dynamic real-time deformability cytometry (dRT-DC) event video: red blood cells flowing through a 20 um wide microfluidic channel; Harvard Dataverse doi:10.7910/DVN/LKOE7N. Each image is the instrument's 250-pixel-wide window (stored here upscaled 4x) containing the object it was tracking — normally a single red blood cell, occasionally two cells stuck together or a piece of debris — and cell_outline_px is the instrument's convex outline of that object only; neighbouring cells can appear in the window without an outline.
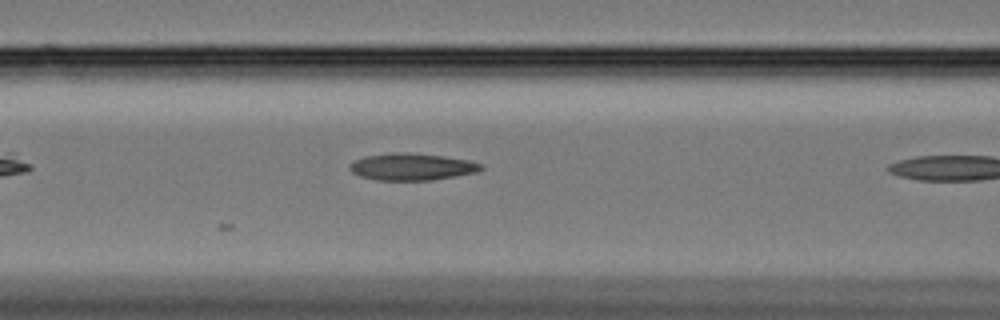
{"species": "Egyptian fruit bat (a non-hibernating species)", "species_latin": "Rousettus aegyptiacus", "temperature_condition": "cold", "stored_images_in_passage": 7, "camera_frame_rate_fps": 3000, "um_per_image_px": 0.085, "animal": {"sex": "female"}, "frame": {"image": 1, "passage_image": 6, "time_ms": 1.667, "image_size_px": [1000, 320], "cell_outline_px": [[484, 168], [476, 172], [456, 176], [432, 180], [376, 180], [360, 176], [352, 172], [348, 168], [348, 164], [364, 156], [392, 152], [408, 152], [444, 156], [468, 160], [484, 164]], "centroid_in_image_um": [35.0, 14.17], "position_along_channel_um": 131.6, "area_um2": 20.81}}